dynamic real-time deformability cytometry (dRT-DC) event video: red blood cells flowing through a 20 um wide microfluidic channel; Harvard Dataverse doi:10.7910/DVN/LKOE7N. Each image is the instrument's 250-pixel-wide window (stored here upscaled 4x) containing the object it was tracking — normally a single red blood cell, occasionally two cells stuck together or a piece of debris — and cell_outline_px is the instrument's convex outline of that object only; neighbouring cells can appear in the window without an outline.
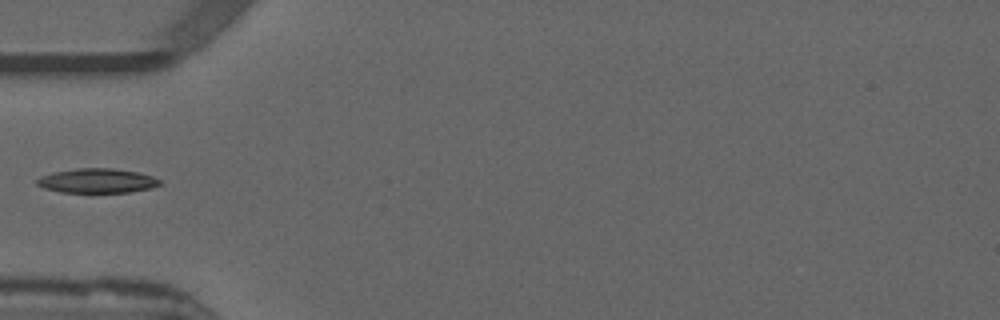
{"species": "common noctule bat (a hibernating species)", "species_latin": "Nyctalus noctula", "temperature_condition": "warm", "stored_images_in_passage": 6, "camera_frame_rate_fps": 3000, "um_per_image_px": 0.085, "animal": {"sex": "male", "forearm_length_mm": 52.5}, "frame": {"image": 1, "passage_image": 1, "time_ms": 0.0, "image_size_px": [1000, 320], "cell_outline_px": [[160, 184], [152, 188], [128, 192], [92, 196], [88, 196], [60, 192], [44, 188], [36, 184], [36, 180], [40, 176], [52, 172], [76, 168], [112, 168], [136, 172], [152, 176], [160, 180]], "centroid_in_image_um": [8.2, 15.42], "position_along_channel_um": 76.8, "area_um2": 18.5}}